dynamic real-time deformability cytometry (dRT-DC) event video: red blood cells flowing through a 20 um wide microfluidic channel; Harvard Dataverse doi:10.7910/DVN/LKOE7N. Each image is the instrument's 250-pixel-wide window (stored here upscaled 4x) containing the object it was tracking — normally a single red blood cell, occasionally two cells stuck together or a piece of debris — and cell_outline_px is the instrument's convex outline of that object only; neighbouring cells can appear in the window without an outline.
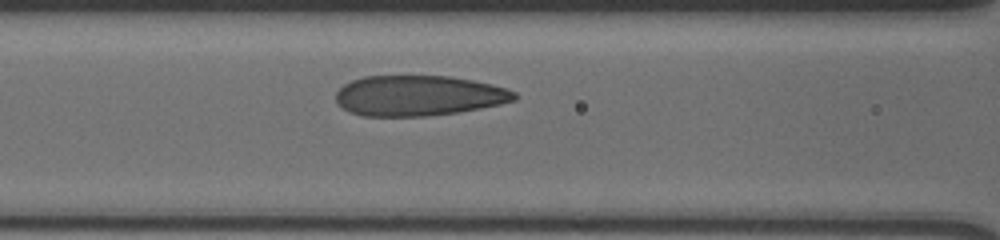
{"species": "human", "species_latin": "Homo sapiens", "temperature_condition": "cold", "stored_images_in_passage": 9, "camera_frame_rate_fps": 3000, "um_per_image_px": 0.085, "donor": {"sex": "male"}, "frame": {"image": 1, "passage_image": 7, "time_ms": 2.0, "image_size_px": [1000, 240], "cell_outline_px": [[516, 100], [500, 104], [480, 108], [456, 112], [428, 116], [364, 116], [348, 112], [336, 104], [336, 92], [344, 84], [352, 80], [364, 76], [452, 76], [472, 80], [508, 88], [516, 92]], "centroid_in_image_um": [35.55, 8.13], "position_along_channel_um": 131.0, "area_um2": 42.19}}
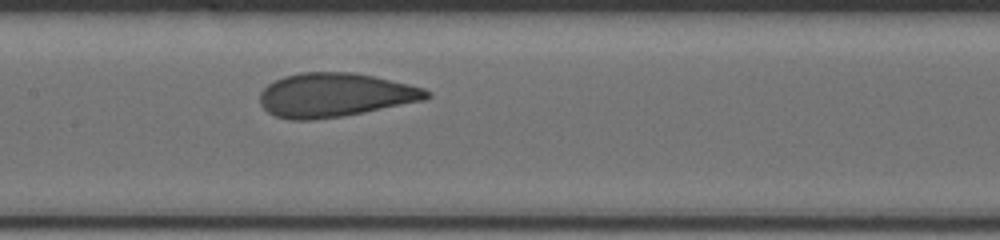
{"frame": {"image": 2, "passage_image": 9, "time_ms": 2.667, "image_size_px": [1000, 240], "cell_outline_px": [[432, 96], [424, 100], [364, 112], [340, 116], [312, 120], [292, 120], [276, 116], [268, 112], [260, 104], [260, 92], [268, 84], [284, 76], [300, 72], [352, 72], [372, 76], [408, 84], [424, 88], [432, 92]], "centroid_in_image_um": [28.46, 8.07], "position_along_channel_um": 178.9, "area_um2": 42.48}}